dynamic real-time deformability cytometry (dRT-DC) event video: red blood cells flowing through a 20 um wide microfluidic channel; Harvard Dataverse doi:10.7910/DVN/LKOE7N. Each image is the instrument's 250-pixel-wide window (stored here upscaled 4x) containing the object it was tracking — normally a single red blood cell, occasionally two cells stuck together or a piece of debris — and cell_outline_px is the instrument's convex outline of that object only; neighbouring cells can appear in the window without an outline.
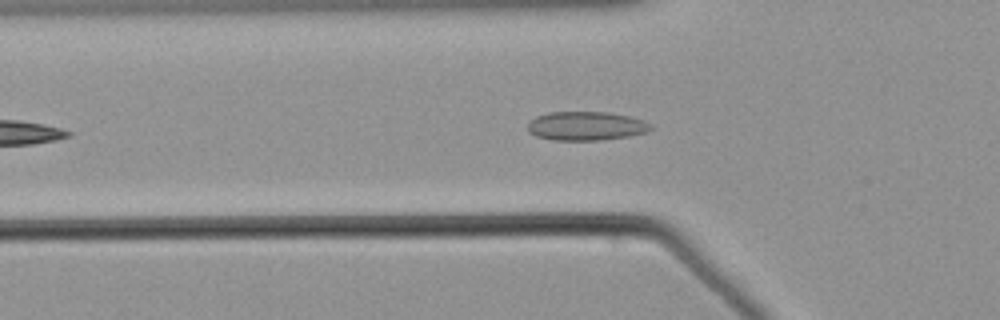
{"species": "common noctule bat (a hibernating species)", "species_latin": "Nyctalus noctula", "temperature_condition": "warm", "stored_images_in_passage": 42, "camera_frame_rate_fps": 3000, "um_per_image_px": 0.085, "animal": {"sex": "male", "body_mass_g": 21.5, "forearm_length_mm": 52.0}, "frame": {"image": 1, "passage_image": 9, "time_ms": 2.667, "image_size_px": [1000, 320], "cell_outline_px": [[656, 128], [648, 132], [628, 136], [600, 140], [552, 140], [536, 136], [528, 132], [528, 124], [536, 116], [548, 112], [608, 112], [628, 116], [644, 120], [652, 124]], "centroid_in_image_um": [49.86, 10.71], "position_along_channel_um": 75.9, "area_um2": 20.87}}
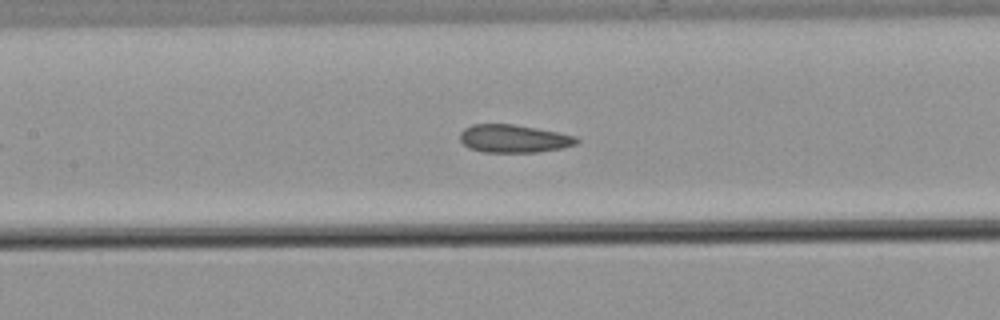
{"frame": {"image": 2, "passage_image": 16, "time_ms": 5.0, "image_size_px": [1000, 320], "cell_outline_px": [[580, 140], [576, 144], [564, 148], [536, 152], [484, 152], [468, 148], [460, 140], [460, 132], [464, 128], [472, 124], [516, 124], [576, 136]], "centroid_in_image_um": [43.66, 11.78], "position_along_channel_um": 163.7, "area_um2": 19.07}}
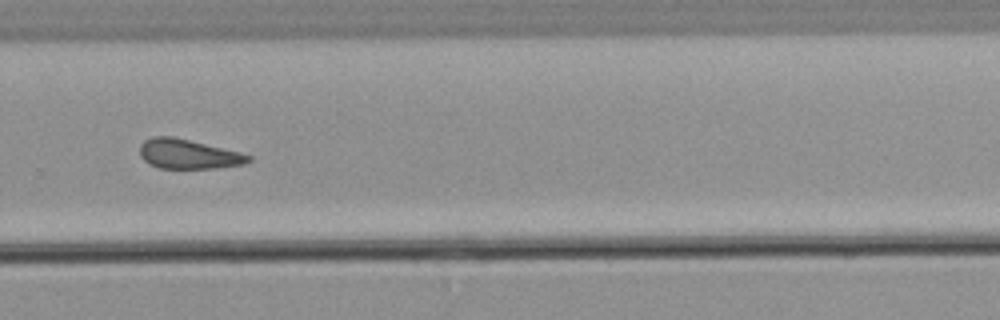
{"frame": {"image": 3, "passage_image": 28, "time_ms": 9.0, "image_size_px": [1000, 320], "cell_outline_px": [[252, 160], [244, 164], [216, 168], [160, 168], [148, 164], [140, 156], [140, 144], [144, 140], [152, 136], [172, 136], [240, 152], [252, 156]], "centroid_in_image_um": [15.98, 13.09], "position_along_channel_um": 313.8, "area_um2": 18.73}}